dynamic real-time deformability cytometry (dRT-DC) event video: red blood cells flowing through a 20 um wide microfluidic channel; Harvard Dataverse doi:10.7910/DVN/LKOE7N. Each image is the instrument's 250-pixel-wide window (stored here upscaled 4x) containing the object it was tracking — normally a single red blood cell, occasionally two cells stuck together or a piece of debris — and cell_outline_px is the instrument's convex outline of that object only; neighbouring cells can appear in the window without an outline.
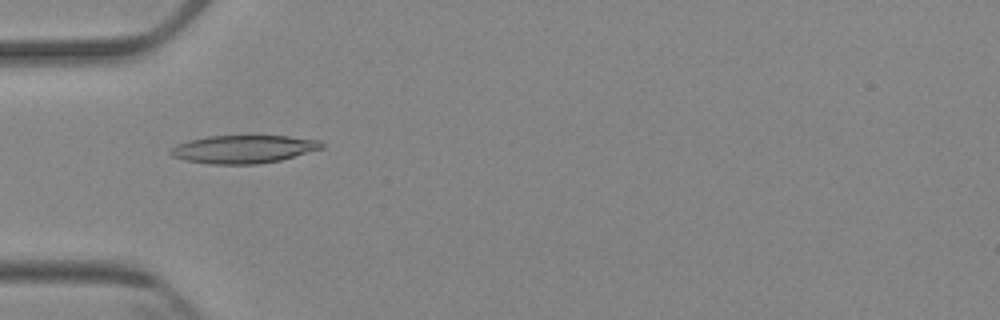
{"species": "Egyptian fruit bat (a non-hibernating species)", "species_latin": "Rousettus aegyptiacus", "temperature_condition": "cold", "stored_images_in_passage": 8, "camera_frame_rate_fps": 3000, "um_per_image_px": 0.085, "animal": {"sex": "female"}, "frame": {"image": 1, "passage_image": 5, "time_ms": 5.0, "image_size_px": [1000, 320], "cell_outline_px": [[324, 148], [280, 160], [256, 164], [208, 164], [184, 160], [172, 156], [168, 152], [176, 144], [188, 140], [208, 136], [288, 136], [320, 140], [324, 144]], "centroid_in_image_um": [20.68, 12.68], "position_along_channel_um": 64.3, "area_um2": 24.74}}
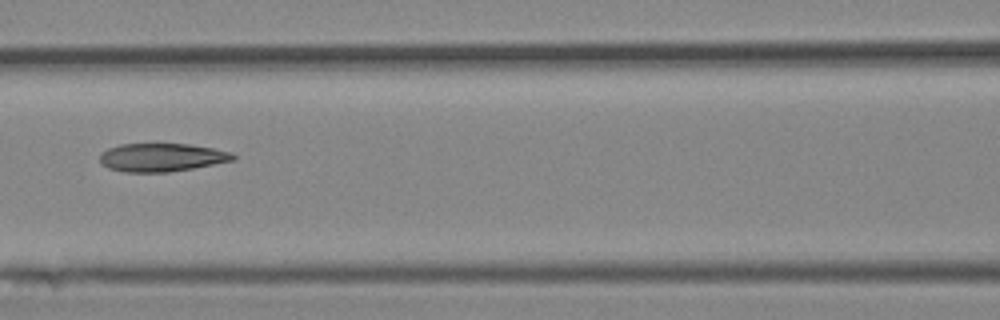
{"frame": {"image": 2, "passage_image": 7, "time_ms": 7.333, "image_size_px": [1000, 320], "cell_outline_px": [[236, 160], [192, 168], [168, 172], [124, 172], [108, 168], [100, 160], [100, 152], [108, 148], [120, 144], [188, 144], [212, 148], [232, 152], [236, 156]], "centroid_in_image_um": [13.75, 13.38], "position_along_channel_um": 152.9, "area_um2": 21.91}}
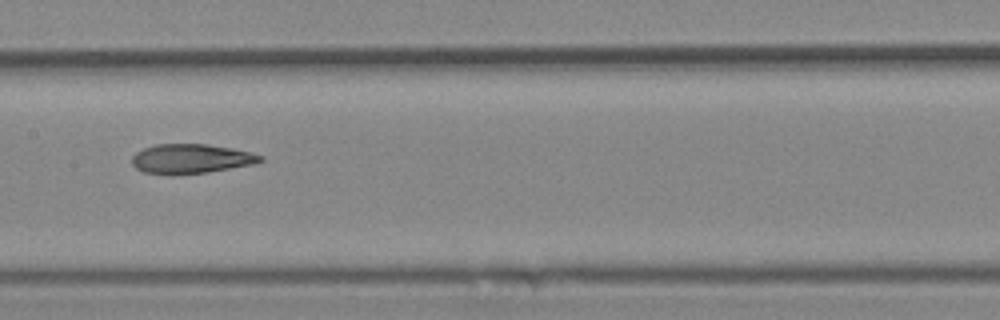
{"frame": {"image": 3, "passage_image": 8, "time_ms": 8.333, "image_size_px": [1000, 320], "cell_outline_px": [[264, 160], [252, 164], [208, 172], [144, 172], [136, 168], [132, 164], [132, 156], [136, 152], [144, 148], [156, 144], [208, 144], [232, 148], [264, 156]], "centroid_in_image_um": [16.26, 13.45], "position_along_channel_um": 191.1, "area_um2": 21.27}}